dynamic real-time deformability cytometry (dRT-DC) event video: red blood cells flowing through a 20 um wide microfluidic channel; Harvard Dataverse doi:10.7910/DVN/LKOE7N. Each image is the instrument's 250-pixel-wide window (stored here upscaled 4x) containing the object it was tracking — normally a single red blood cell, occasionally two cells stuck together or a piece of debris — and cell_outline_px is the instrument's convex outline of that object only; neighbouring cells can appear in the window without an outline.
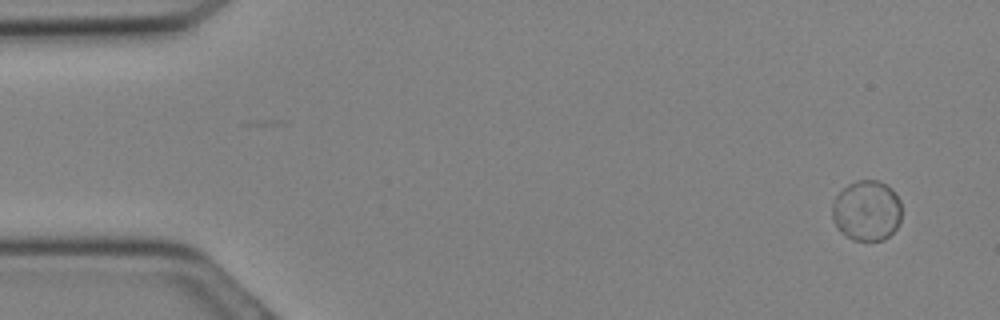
{"species": "Egyptian fruit bat (a non-hibernating species)", "species_latin": "Rousettus aegyptiacus", "temperature_condition": "cold", "stored_images_in_passage": 8, "camera_frame_rate_fps": 3000, "um_per_image_px": 0.085, "animal": {"sex": "female"}, "frame": {"image": 1, "passage_image": 2, "time_ms": 0.333, "image_size_px": [1000, 320], "cell_outline_px": [[900, 224], [884, 240], [852, 240], [840, 232], [832, 220], [832, 204], [836, 196], [848, 184], [856, 180], [876, 180], [892, 188], [900, 200]], "centroid_in_image_um": [73.66, 17.91], "position_along_channel_um": 11.3, "area_um2": 24.57}}